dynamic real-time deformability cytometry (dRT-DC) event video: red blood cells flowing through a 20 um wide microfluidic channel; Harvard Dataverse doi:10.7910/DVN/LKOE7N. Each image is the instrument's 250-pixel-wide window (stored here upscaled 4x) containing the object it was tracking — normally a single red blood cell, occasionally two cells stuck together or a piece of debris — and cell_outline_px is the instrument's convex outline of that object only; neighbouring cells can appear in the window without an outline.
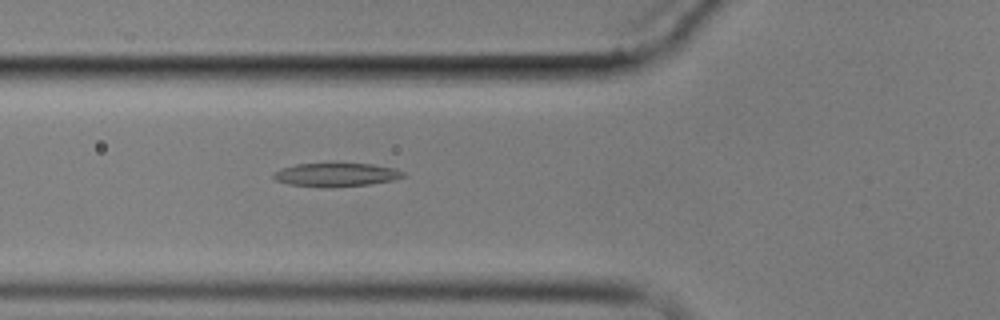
{"species": "common noctule bat (a hibernating species)", "species_latin": "Nyctalus noctula", "temperature_condition": "cold", "stored_images_in_passage": 5, "camera_frame_rate_fps": 3000, "um_per_image_px": 0.085, "animal": {"sex": "male", "body_mass_g": 17.9}, "frame": {"image": 1, "passage_image": 5, "time_ms": 5.667, "image_size_px": [1000, 320], "cell_outline_px": [[408, 176], [396, 180], [368, 184], [332, 188], [320, 188], [288, 184], [276, 180], [272, 176], [280, 168], [296, 164], [372, 164], [396, 168], [404, 172]], "centroid_in_image_um": [28.61, 14.87], "position_along_channel_um": 97.2, "area_um2": 18.03}}